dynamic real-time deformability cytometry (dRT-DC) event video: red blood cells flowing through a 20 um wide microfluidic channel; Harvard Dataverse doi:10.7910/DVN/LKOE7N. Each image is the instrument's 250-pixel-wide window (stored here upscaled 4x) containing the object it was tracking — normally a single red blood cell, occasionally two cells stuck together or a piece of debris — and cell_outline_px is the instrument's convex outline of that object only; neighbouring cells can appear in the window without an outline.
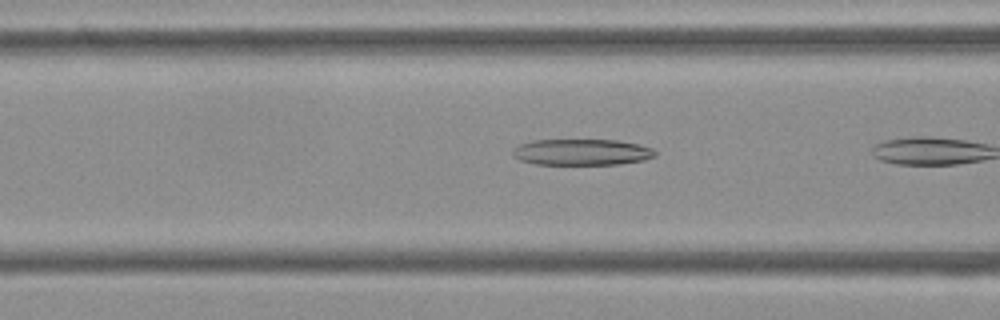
{"species": "Egyptian fruit bat (a non-hibernating species)", "species_latin": "Rousettus aegyptiacus", "temperature_condition": "cold", "stored_images_in_passage": 6, "camera_frame_rate_fps": 3000, "um_per_image_px": 0.085, "frame": {"image": 1, "passage_image": 4, "time_ms": 1.0, "image_size_px": [1000, 320], "cell_outline_px": [[656, 156], [644, 160], [620, 164], [536, 164], [520, 160], [512, 152], [512, 148], [520, 144], [532, 140], [616, 140], [640, 144], [652, 148], [656, 152]], "centroid_in_image_um": [49.47, 12.92], "position_along_channel_um": 117.1, "area_um2": 21.73}}